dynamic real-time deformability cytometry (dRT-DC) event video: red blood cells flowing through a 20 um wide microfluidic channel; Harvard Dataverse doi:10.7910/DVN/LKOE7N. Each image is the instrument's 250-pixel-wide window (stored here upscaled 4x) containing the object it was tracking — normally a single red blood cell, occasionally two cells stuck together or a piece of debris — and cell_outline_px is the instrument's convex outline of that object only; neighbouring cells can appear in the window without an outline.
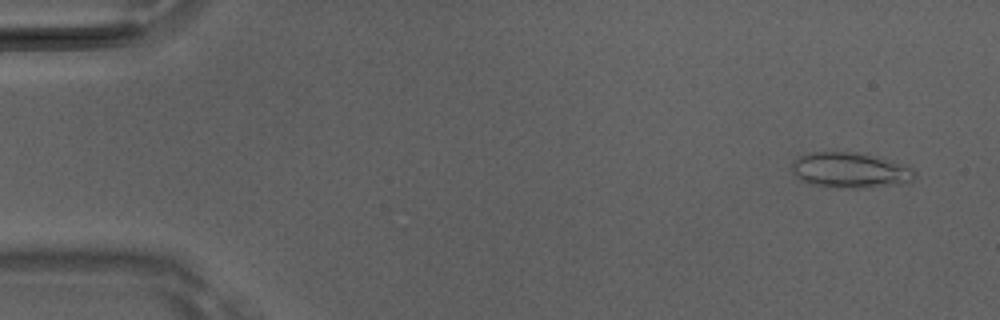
{"species": "Egyptian fruit bat (a non-hibernating species)", "species_latin": "Rousettus aegyptiacus", "temperature_condition": "room temperature", "stored_images_in_passage": 50, "segment_of_instrument_passage": [1, 2], "camera_frame_rate_fps": 3000, "um_per_image_px": 0.085, "animal": {"sex": "male"}, "frame": {"image": 1, "passage_image": 3, "time_ms": 0.667, "image_size_px": [1000, 320], "cell_outline_px": [[916, 176], [912, 180], [900, 184], [868, 188], [828, 188], [808, 184], [800, 180], [792, 172], [792, 164], [800, 156], [812, 152], [852, 152], [908, 164], [916, 172]], "centroid_in_image_um": [72.27, 14.5], "position_along_channel_um": 12.7, "area_um2": 25.66}}
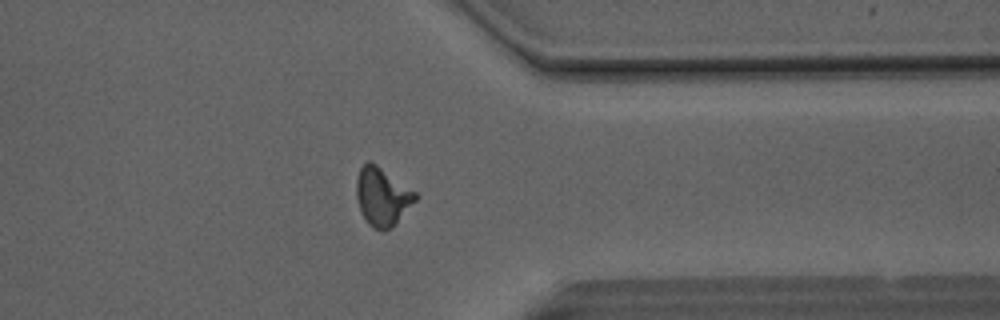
{"frame": {"image": 2, "passage_image": 39, "time_ms": 12.667, "image_size_px": [1000, 320], "cell_outline_px": [[420, 196], [388, 228], [380, 232], [372, 228], [368, 224], [360, 208], [356, 196], [356, 180], [360, 168], [368, 160], [376, 164], [416, 192]], "centroid_in_image_um": [32.47, 16.68], "position_along_channel_um": 378.9, "area_um2": 19.54}}
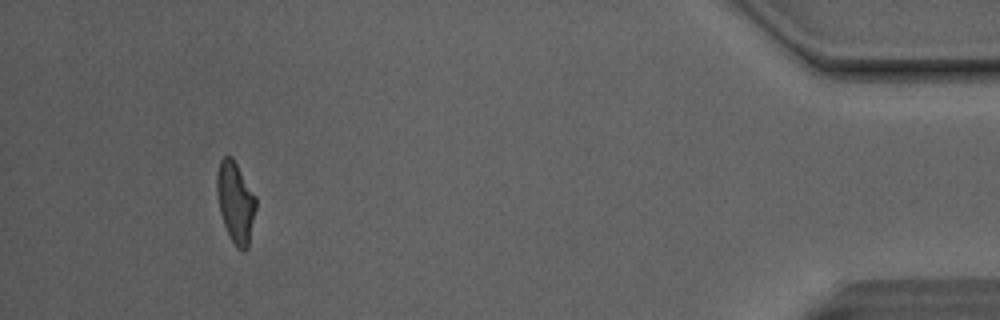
{"frame": {"image": 3, "passage_image": 46, "time_ms": 15.0, "image_size_px": [1000, 320], "cell_outline_px": [[256, 208], [248, 248], [244, 252], [236, 248], [228, 236], [220, 212], [216, 192], [216, 172], [220, 160], [224, 156], [232, 156], [256, 196]], "centroid_in_image_um": [20.01, 17.2], "position_along_channel_um": 415.2, "area_um2": 18.73}}